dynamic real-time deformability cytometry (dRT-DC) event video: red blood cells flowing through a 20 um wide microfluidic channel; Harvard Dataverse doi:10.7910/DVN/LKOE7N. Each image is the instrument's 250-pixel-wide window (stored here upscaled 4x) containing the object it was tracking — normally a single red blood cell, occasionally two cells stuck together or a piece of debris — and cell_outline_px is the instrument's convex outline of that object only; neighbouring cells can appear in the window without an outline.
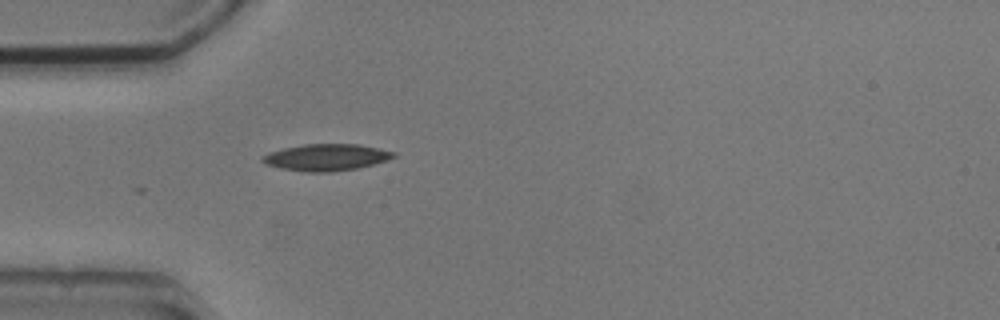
{"species": "common noctule bat (a hibernating species)", "species_latin": "Nyctalus noctula", "temperature_condition": "cold", "stored_images_in_passage": 1, "camera_frame_rate_fps": 3000, "um_per_image_px": 0.085, "animal": {"sex": "male", "body_mass_g": 20.5, "forearm_length_mm": 52.5}, "frame": {"image": 1, "passage_image": 1, "time_ms": 0.0, "image_size_px": [1000, 320], "cell_outline_px": [[396, 156], [388, 160], [356, 168], [332, 172], [308, 172], [280, 168], [264, 164], [260, 160], [268, 152], [284, 148], [304, 144], [356, 144], [396, 152]], "centroid_in_image_um": [27.7, 13.37], "position_along_channel_um": 57.3, "area_um2": 20.29}}